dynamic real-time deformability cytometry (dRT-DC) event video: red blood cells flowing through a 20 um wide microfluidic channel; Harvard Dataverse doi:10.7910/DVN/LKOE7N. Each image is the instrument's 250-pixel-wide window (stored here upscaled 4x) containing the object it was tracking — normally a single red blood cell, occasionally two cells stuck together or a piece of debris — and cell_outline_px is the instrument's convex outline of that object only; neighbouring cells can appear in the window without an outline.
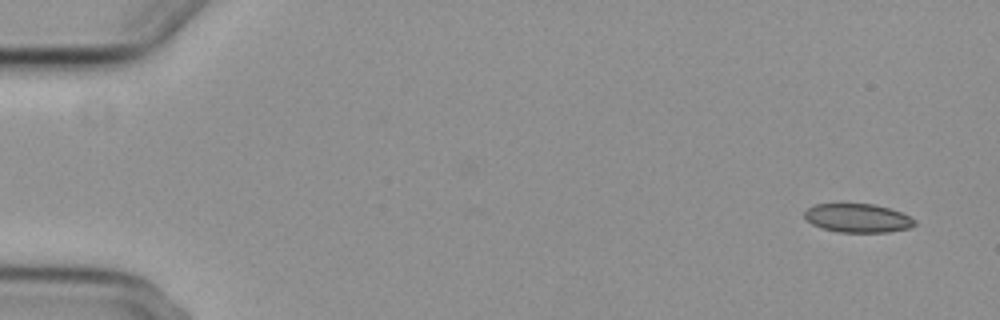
{"species": "common noctule bat (a hibernating species)", "species_latin": "Nyctalus noctula", "temperature_condition": "cold", "stored_images_in_passage": 5, "camera_frame_rate_fps": 3000, "um_per_image_px": 0.085, "animal": {"sex": "female", "body_mass_g": 29.2, "forearm_length_mm": 56.3}, "frame": {"image": 1, "passage_image": 1, "time_ms": 0.0, "image_size_px": [1000, 320], "cell_outline_px": [[916, 224], [908, 228], [888, 232], [836, 232], [820, 228], [812, 224], [804, 216], [804, 212], [808, 208], [816, 204], [872, 204], [888, 208], [900, 212], [916, 220]], "centroid_in_image_um": [72.89, 18.54], "position_along_channel_um": 12.1, "area_um2": 18.32}}
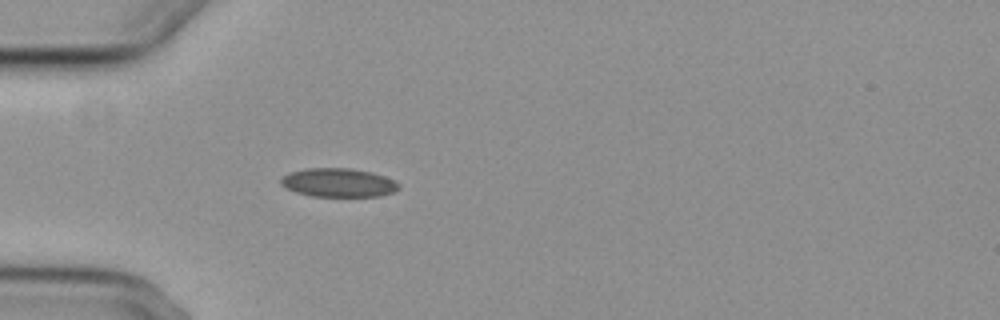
{"frame": {"image": 2, "passage_image": 5, "time_ms": 4.667, "image_size_px": [1000, 320], "cell_outline_px": [[400, 188], [396, 192], [380, 196], [312, 196], [296, 192], [280, 184], [280, 180], [284, 176], [292, 172], [308, 168], [348, 168], [372, 172], [384, 176], [400, 184]], "centroid_in_image_um": [28.81, 15.53], "position_along_channel_um": 56.2, "area_um2": 19.59}}